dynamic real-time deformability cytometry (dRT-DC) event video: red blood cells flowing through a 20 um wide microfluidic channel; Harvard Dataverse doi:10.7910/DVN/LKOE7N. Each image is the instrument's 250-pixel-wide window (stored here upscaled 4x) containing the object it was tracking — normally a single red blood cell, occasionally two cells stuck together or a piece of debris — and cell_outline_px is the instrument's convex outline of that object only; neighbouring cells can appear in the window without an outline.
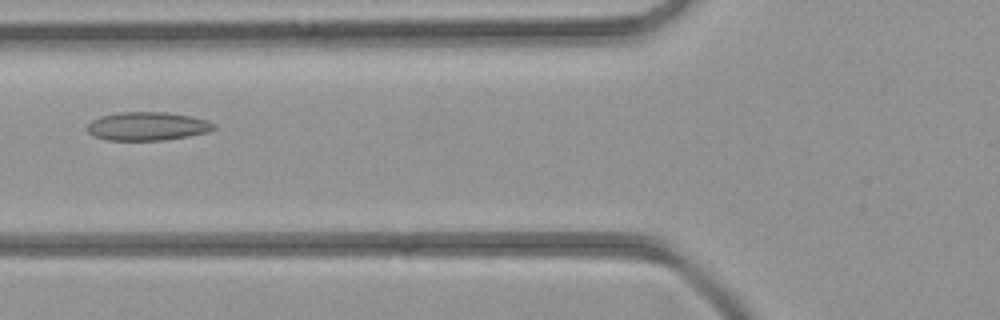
{"species": "common noctule bat (a hibernating species)", "species_latin": "Nyctalus noctula", "temperature_condition": "room temperature", "stored_images_in_passage": 5, "camera_frame_rate_fps": 3000, "um_per_image_px": 0.085, "animal": {"sex": "female", "body_mass_g": 21.9}, "frame": {"image": 1, "passage_image": 5, "time_ms": 4.667, "image_size_px": [1000, 320], "cell_outline_px": [[216, 128], [208, 132], [188, 136], [164, 140], [108, 140], [92, 136], [88, 132], [88, 124], [92, 120], [100, 116], [120, 112], [168, 112], [192, 116], [208, 120], [216, 124]], "centroid_in_image_um": [12.55, 10.72], "position_along_channel_um": 113.2, "area_um2": 21.15}}